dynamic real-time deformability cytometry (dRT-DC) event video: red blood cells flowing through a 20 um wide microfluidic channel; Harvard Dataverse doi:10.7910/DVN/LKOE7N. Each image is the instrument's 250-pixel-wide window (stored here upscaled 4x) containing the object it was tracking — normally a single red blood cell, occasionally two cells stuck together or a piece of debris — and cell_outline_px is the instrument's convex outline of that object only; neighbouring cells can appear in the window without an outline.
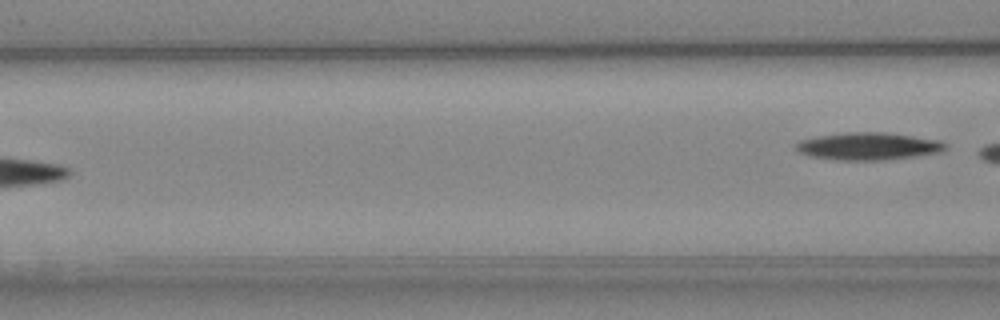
{"species": "Egyptian fruit bat (a non-hibernating species)", "species_latin": "Rousettus aegyptiacus", "temperature_condition": "cold", "stored_images_in_passage": 7, "camera_frame_rate_fps": 3000, "um_per_image_px": 0.085, "animal": {"sex": "female"}, "frame": {"image": 1, "passage_image": 7, "time_ms": 7.0, "image_size_px": [1000, 320], "cell_outline_px": [[948, 148], [940, 152], [916, 156], [888, 160], [836, 160], [808, 156], [800, 152], [796, 148], [796, 144], [800, 140], [820, 136], [848, 132], [884, 132], [940, 140], [948, 144]], "centroid_in_image_um": [73.85, 12.44], "position_along_channel_um": 92.8, "area_um2": 23.93}}